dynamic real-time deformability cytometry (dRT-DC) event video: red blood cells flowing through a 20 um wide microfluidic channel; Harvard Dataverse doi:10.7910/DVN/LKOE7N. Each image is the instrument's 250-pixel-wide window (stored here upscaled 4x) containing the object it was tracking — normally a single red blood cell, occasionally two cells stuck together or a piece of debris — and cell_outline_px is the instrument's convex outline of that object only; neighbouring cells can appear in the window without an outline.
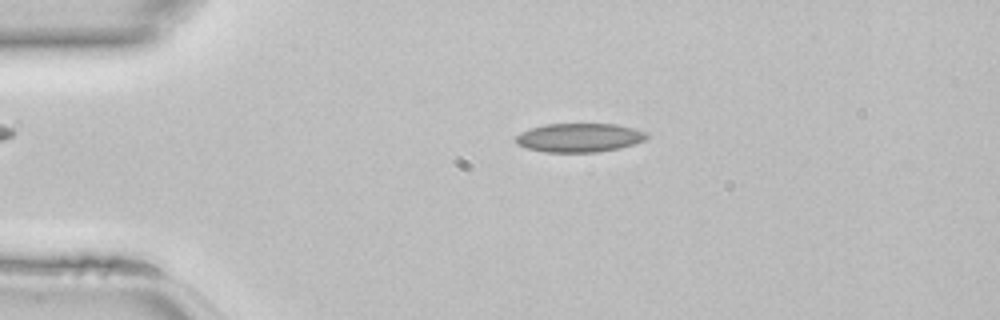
{"species": "common noctule bat (a hibernating species)", "species_latin": "Nyctalus noctula", "temperature_condition": "room temperature", "stored_images_in_passage": 38, "camera_frame_rate_fps": 3000, "um_per_image_px": 0.085, "animal": {"sex": "female", "body_mass_g": 22.7, "forearm_length_mm": 54.2}, "frame": {"image": 1, "passage_image": 3, "time_ms": 0.667, "image_size_px": [1000, 320], "cell_outline_px": [[652, 136], [644, 140], [620, 148], [600, 152], [544, 152], [524, 148], [516, 144], [516, 136], [520, 132], [532, 128], [548, 124], [616, 124], [648, 132]], "centroid_in_image_um": [49.26, 11.71], "position_along_channel_um": 35.7, "area_um2": 22.14}}
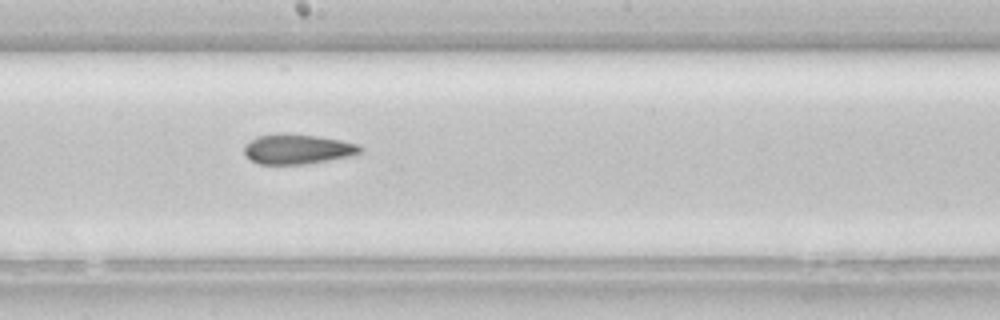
{"frame": {"image": 2, "passage_image": 18, "time_ms": 5.667, "image_size_px": [1000, 320], "cell_outline_px": [[364, 148], [360, 152], [348, 156], [304, 164], [260, 164], [248, 160], [244, 156], [244, 144], [256, 136], [280, 132], [284, 132], [316, 136], [340, 140], [356, 144]], "centroid_in_image_um": [25.18, 12.66], "position_along_channel_um": 223.0, "area_um2": 20.35}}
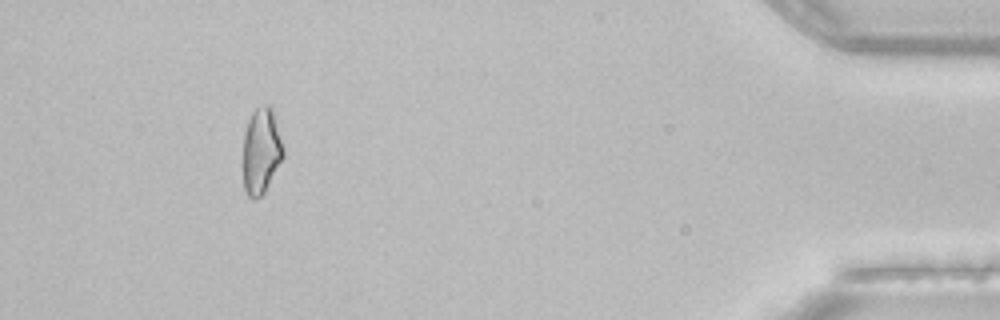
{"frame": {"image": 3, "passage_image": 35, "time_ms": 11.333, "image_size_px": [1000, 320], "cell_outline_px": [[284, 156], [264, 192], [256, 200], [252, 200], [248, 196], [244, 188], [244, 132], [248, 120], [252, 112], [256, 108], [264, 104], [268, 104], [272, 108], [284, 148]], "centroid_in_image_um": [22.21, 12.82], "position_along_channel_um": 413.0, "area_um2": 20.06}}